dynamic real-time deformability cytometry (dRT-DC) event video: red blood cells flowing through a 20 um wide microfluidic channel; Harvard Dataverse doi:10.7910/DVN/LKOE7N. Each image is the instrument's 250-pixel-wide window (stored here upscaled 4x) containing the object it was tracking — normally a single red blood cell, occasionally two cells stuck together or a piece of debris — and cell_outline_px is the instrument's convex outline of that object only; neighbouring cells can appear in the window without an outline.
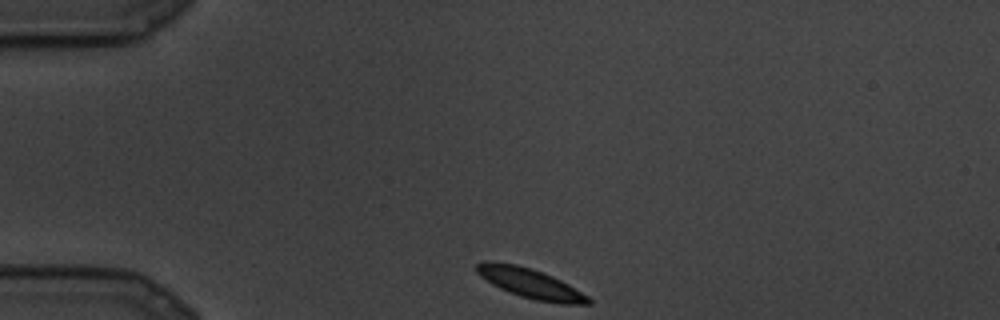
{"species": "common noctule bat (a hibernating species)", "species_latin": "Nyctalus noctula", "temperature_condition": "cold", "stored_images_in_passage": 74, "camera_frame_rate_fps": 3000, "um_per_image_px": 0.085, "animal": {"sex": "male", "body_mass_g": 19.5, "forearm_length_mm": 54.6}, "frame": {"image": 1, "passage_image": 1, "time_ms": 0.0, "image_size_px": [1000, 320], "cell_outline_px": [[592, 304], [560, 304], [536, 300], [520, 296], [500, 288], [492, 284], [480, 276], [476, 272], [476, 264], [484, 260], [488, 260], [516, 264], [532, 268], [552, 276], [568, 284], [588, 296], [592, 300]], "centroid_in_image_um": [45.06, 24.07], "position_along_channel_um": 39.9, "area_um2": 19.42}}
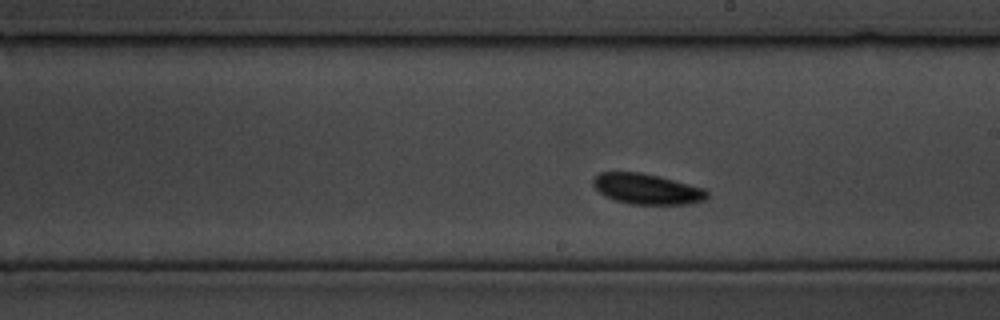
{"frame": {"image": 2, "passage_image": 34, "time_ms": 11.0, "image_size_px": [1000, 320], "cell_outline_px": [[708, 196], [704, 200], [688, 204], [628, 204], [604, 196], [592, 184], [592, 180], [600, 172], [640, 172], [660, 176], [704, 188], [708, 192]], "centroid_in_image_um": [54.98, 16.06], "position_along_channel_um": 234.0, "area_um2": 20.29}}
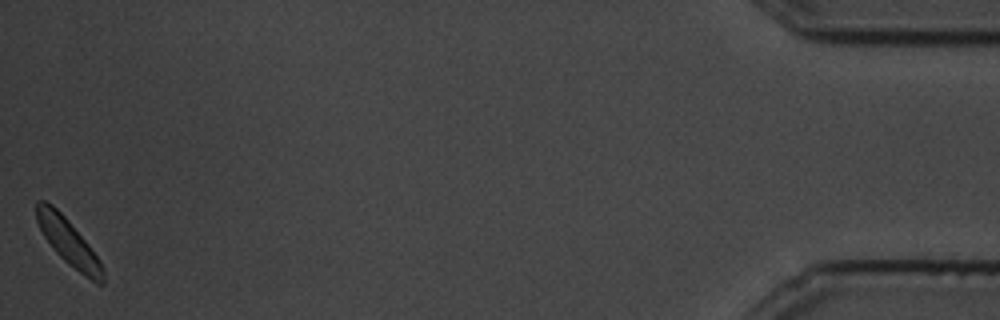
{"frame": {"image": 3, "passage_image": 74, "time_ms": 24.333, "image_size_px": [1000, 320], "cell_outline_px": [[104, 284], [96, 284], [84, 276], [68, 264], [52, 248], [44, 236], [36, 220], [36, 200], [44, 200], [52, 204], [68, 220], [88, 244], [100, 260], [104, 268]], "centroid_in_image_um": [5.83, 20.6], "position_along_channel_um": 429.4, "area_um2": 17.92}}